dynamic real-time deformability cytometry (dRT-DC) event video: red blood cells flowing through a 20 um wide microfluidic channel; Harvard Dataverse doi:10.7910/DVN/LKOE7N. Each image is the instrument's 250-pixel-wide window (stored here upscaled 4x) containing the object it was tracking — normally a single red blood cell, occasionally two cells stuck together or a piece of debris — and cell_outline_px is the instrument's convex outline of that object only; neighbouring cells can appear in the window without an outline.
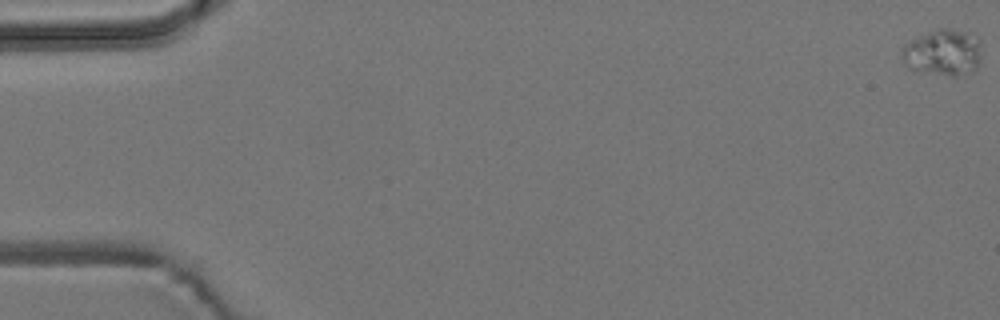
{"species": "common noctule bat (a hibernating species)", "species_latin": "Nyctalus noctula", "temperature_condition": "room temperature", "stored_images_in_passage": 5, "camera_frame_rate_fps": 3000, "um_per_image_px": 0.085, "animal": {"sex": "male", "body_mass_g": 19.2, "forearm_length_mm": 51.8}, "frame": {"image": 1, "passage_image": 1, "time_ms": 0.0, "image_size_px": [1000, 320], "cell_outline_px": [[980, 56], [976, 68], [972, 72], [956, 76], [952, 76], [916, 72], [908, 68], [904, 64], [900, 56], [904, 44], [908, 40], [936, 28], [948, 28], [968, 32], [980, 40]], "centroid_in_image_um": [80.1, 4.47], "position_along_channel_um": 4.9, "area_um2": 22.08}}
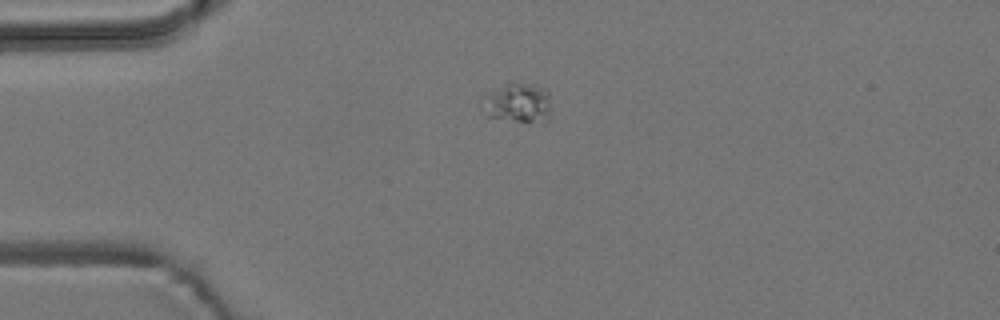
{"frame": {"image": 2, "passage_image": 5, "time_ms": 4.667, "image_size_px": [1000, 320], "cell_outline_px": [[548, 120], [528, 124], [484, 116], [480, 108], [480, 96], [512, 80], [544, 88], [548, 92]], "centroid_in_image_um": [43.89, 8.76], "position_along_channel_um": 41.1, "area_um2": 16.65}}